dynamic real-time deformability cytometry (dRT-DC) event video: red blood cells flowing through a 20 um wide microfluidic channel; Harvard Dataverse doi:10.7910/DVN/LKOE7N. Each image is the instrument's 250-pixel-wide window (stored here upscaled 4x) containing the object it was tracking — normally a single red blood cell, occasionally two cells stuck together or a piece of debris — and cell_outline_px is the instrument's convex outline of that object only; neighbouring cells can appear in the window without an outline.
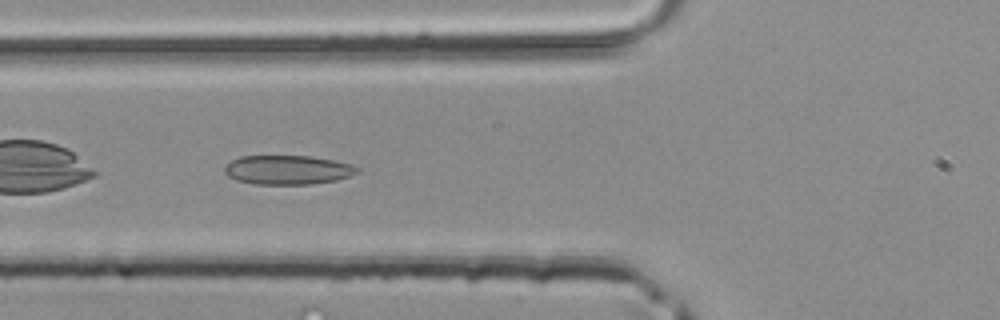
{"species": "common noctule bat (a hibernating species)", "species_latin": "Nyctalus noctula", "temperature_condition": "room temperature", "stored_images_in_passage": 4, "camera_frame_rate_fps": 3000, "um_per_image_px": 0.085, "animal": {"sex": "male", "body_mass_g": 20.4}, "frame": {"image": 1, "passage_image": 4, "time_ms": 1.0, "image_size_px": [1000, 320], "cell_outline_px": [[360, 172], [336, 180], [308, 184], [252, 184], [236, 180], [228, 176], [224, 172], [224, 168], [232, 160], [240, 156], [312, 156], [352, 164], [360, 168]], "centroid_in_image_um": [24.45, 14.44], "position_along_channel_um": 101.3, "area_um2": 22.54}}